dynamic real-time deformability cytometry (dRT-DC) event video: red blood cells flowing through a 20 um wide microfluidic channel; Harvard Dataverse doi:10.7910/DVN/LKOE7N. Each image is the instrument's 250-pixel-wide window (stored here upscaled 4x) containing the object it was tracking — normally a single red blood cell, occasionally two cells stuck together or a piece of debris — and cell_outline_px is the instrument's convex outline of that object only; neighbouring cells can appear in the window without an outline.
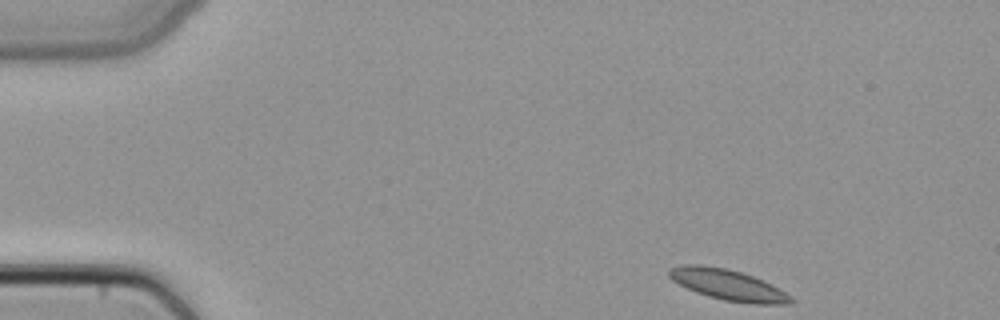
{"species": "common noctule bat (a hibernating species)", "species_latin": "Nyctalus noctula", "temperature_condition": "cold", "stored_images_in_passage": 4, "camera_frame_rate_fps": 3000, "um_per_image_px": 0.085, "animal": {"sex": "female", "body_mass_g": 22.7, "forearm_length_mm": 54.2}, "frame": {"image": 1, "passage_image": 1, "time_ms": 0.0, "image_size_px": [1000, 320], "cell_outline_px": [[796, 300], [792, 304], [752, 304], [724, 300], [708, 296], [696, 292], [672, 280], [668, 276], [668, 268], [684, 264], [700, 264], [728, 268], [752, 276], [772, 284], [792, 296]], "centroid_in_image_um": [61.9, 24.21], "position_along_channel_um": 23.1, "area_um2": 22.02}}
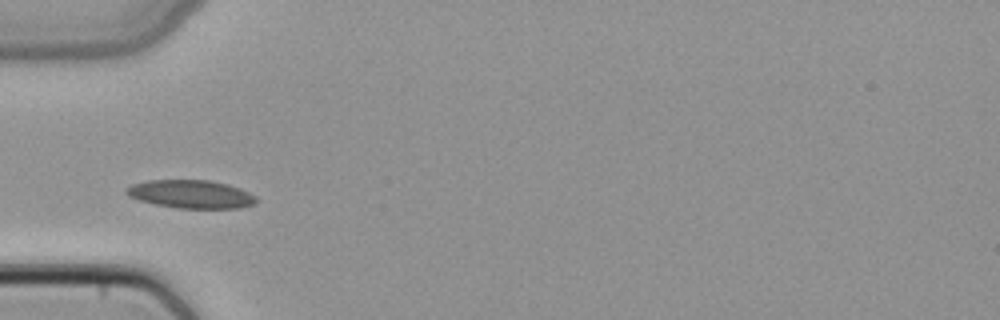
{"frame": {"image": 2, "passage_image": 4, "time_ms": 1.0, "image_size_px": [1000, 320], "cell_outline_px": [[256, 200], [252, 204], [236, 208], [176, 208], [156, 204], [140, 200], [128, 196], [124, 192], [124, 188], [132, 184], [148, 180], [208, 180], [228, 184], [240, 188], [256, 196]], "centroid_in_image_um": [16.18, 16.49], "position_along_channel_um": 68.8, "area_um2": 21.27}}